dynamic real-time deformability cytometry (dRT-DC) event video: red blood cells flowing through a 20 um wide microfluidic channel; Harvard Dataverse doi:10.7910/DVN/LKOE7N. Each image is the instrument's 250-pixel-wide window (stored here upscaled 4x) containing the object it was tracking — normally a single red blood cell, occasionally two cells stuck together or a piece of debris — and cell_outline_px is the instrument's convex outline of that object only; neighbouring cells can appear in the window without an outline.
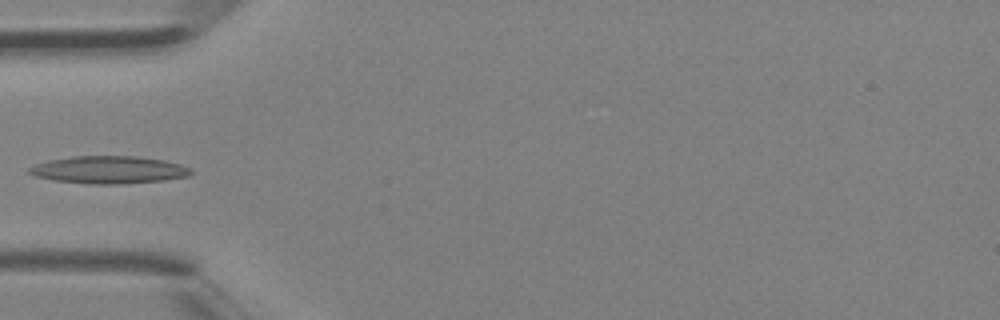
{"species": "Egyptian fruit bat (a non-hibernating species)", "species_latin": "Rousettus aegyptiacus", "temperature_condition": "room temperature", "stored_images_in_passage": 3, "camera_frame_rate_fps": 3000, "um_per_image_px": 0.085, "animal": {"sex": "female"}, "frame": {"image": 1, "passage_image": 3, "time_ms": 0.667, "image_size_px": [1000, 320], "cell_outline_px": [[192, 172], [188, 176], [164, 180], [120, 184], [92, 184], [52, 180], [36, 176], [28, 172], [28, 168], [36, 164], [48, 160], [72, 156], [136, 156], [164, 160], [180, 164], [188, 168]], "centroid_in_image_um": [9.22, 14.43], "position_along_channel_um": 75.8, "area_um2": 25.84}}